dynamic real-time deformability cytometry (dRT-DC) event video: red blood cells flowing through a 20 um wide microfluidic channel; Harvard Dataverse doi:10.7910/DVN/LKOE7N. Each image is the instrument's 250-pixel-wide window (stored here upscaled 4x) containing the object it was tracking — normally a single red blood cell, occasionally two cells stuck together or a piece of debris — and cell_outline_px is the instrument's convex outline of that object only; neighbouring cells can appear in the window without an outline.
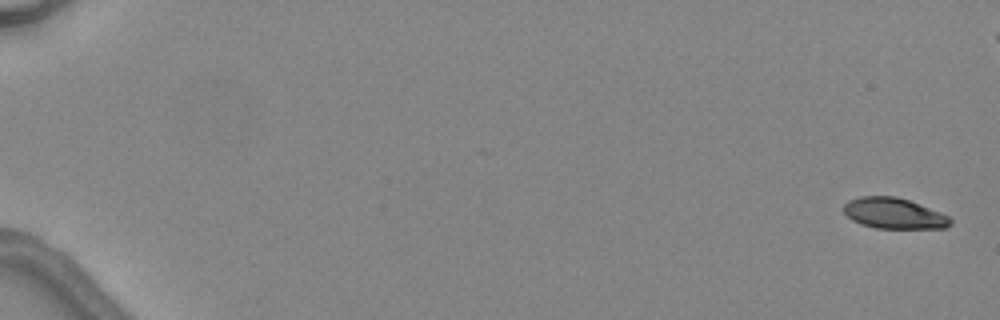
{"species": "common noctule bat (a hibernating species)", "species_latin": "Nyctalus noctula", "temperature_condition": "warm", "stored_images_in_passage": 7, "camera_frame_rate_fps": 3000, "um_per_image_px": 0.085, "animal": {"sex": "female", "body_mass_g": 24.6, "forearm_length_mm": 56.2}, "frame": {"image": 1, "passage_image": 1, "time_ms": 0.0, "image_size_px": [1000, 320], "cell_outline_px": [[952, 224], [944, 228], [876, 228], [860, 224], [852, 220], [844, 212], [844, 204], [848, 200], [860, 196], [896, 196], [908, 200], [940, 212], [948, 216], [952, 220]], "centroid_in_image_um": [75.97, 18.13], "position_along_channel_um": 9.0, "area_um2": 19.07}}